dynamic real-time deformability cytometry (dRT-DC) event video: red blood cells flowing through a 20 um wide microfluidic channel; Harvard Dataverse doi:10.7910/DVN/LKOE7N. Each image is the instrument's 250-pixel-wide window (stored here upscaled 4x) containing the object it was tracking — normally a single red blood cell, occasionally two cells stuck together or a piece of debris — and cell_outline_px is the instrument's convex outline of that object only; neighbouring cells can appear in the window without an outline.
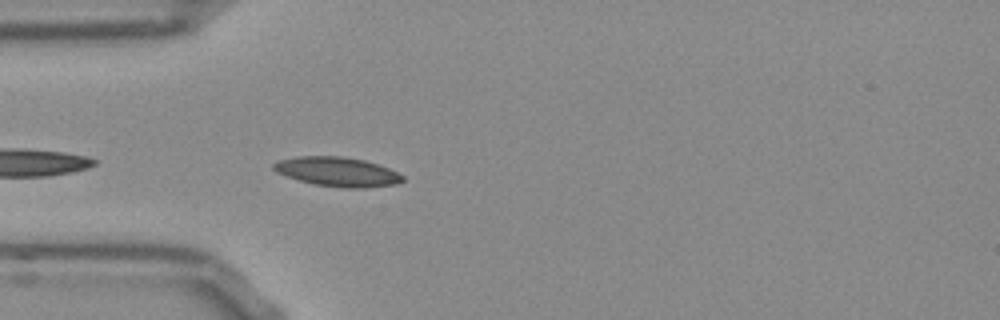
{"species": "Egyptian fruit bat (a non-hibernating species)", "species_latin": "Rousettus aegyptiacus", "temperature_condition": "room temperature", "stored_images_in_passage": 13, "camera_frame_rate_fps": 3000, "um_per_image_px": 0.085, "frame": {"image": 1, "passage_image": 3, "time_ms": 0.667, "image_size_px": [1000, 320], "cell_outline_px": [[404, 180], [396, 184], [364, 188], [344, 188], [316, 184], [300, 180], [276, 172], [272, 168], [272, 164], [280, 160], [296, 156], [340, 156], [364, 160], [388, 168], [404, 176]], "centroid_in_image_um": [28.68, 14.59], "position_along_channel_um": 56.3, "area_um2": 21.85}}